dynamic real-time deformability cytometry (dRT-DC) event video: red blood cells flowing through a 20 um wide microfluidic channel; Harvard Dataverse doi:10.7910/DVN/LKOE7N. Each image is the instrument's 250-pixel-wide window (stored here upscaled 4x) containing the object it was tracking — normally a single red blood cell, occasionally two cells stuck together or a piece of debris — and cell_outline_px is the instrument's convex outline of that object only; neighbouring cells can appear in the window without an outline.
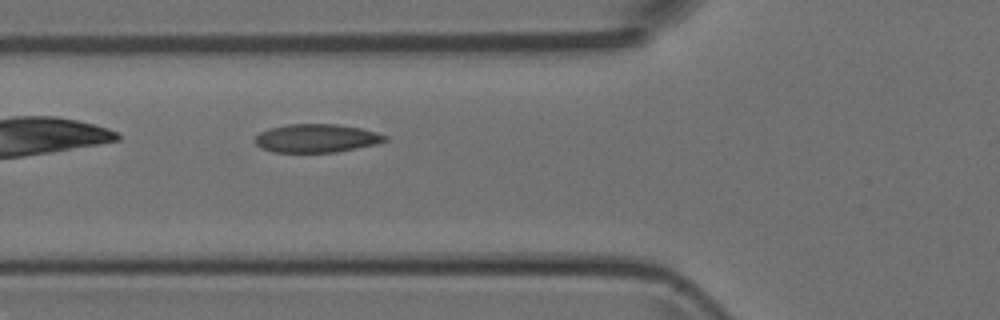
{"species": "Egyptian fruit bat (a non-hibernating species)", "species_latin": "Rousettus aegyptiacus", "temperature_condition": "room temperature", "stored_images_in_passage": 6, "camera_frame_rate_fps": 3000, "um_per_image_px": 0.085, "animal": {"sex": "female"}, "frame": {"image": 1, "passage_image": 6, "time_ms": 5.667, "image_size_px": [1000, 320], "cell_outline_px": [[388, 140], [376, 144], [336, 152], [272, 152], [260, 148], [256, 144], [256, 136], [260, 132], [268, 128], [288, 124], [336, 124], [360, 128], [376, 132], [388, 136]], "centroid_in_image_um": [26.89, 11.75], "position_along_channel_um": 98.9, "area_um2": 21.5}}